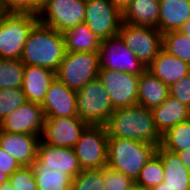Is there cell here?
<instances>
[{
    "mask_svg": "<svg viewBox=\"0 0 190 190\" xmlns=\"http://www.w3.org/2000/svg\"><path fill=\"white\" fill-rule=\"evenodd\" d=\"M159 0H132L122 14V22L158 29Z\"/></svg>",
    "mask_w": 190,
    "mask_h": 190,
    "instance_id": "cb8c5ba5",
    "label": "cell"
},
{
    "mask_svg": "<svg viewBox=\"0 0 190 190\" xmlns=\"http://www.w3.org/2000/svg\"><path fill=\"white\" fill-rule=\"evenodd\" d=\"M118 35L146 67L163 48V34L157 28L122 22Z\"/></svg>",
    "mask_w": 190,
    "mask_h": 190,
    "instance_id": "ba28073f",
    "label": "cell"
},
{
    "mask_svg": "<svg viewBox=\"0 0 190 190\" xmlns=\"http://www.w3.org/2000/svg\"><path fill=\"white\" fill-rule=\"evenodd\" d=\"M49 0H36V2L43 8Z\"/></svg>",
    "mask_w": 190,
    "mask_h": 190,
    "instance_id": "f6af8a7d",
    "label": "cell"
},
{
    "mask_svg": "<svg viewBox=\"0 0 190 190\" xmlns=\"http://www.w3.org/2000/svg\"><path fill=\"white\" fill-rule=\"evenodd\" d=\"M8 181L16 190H37L32 166H21L8 177Z\"/></svg>",
    "mask_w": 190,
    "mask_h": 190,
    "instance_id": "d6a6232c",
    "label": "cell"
},
{
    "mask_svg": "<svg viewBox=\"0 0 190 190\" xmlns=\"http://www.w3.org/2000/svg\"><path fill=\"white\" fill-rule=\"evenodd\" d=\"M45 115L40 104L26 102L0 122V130L16 134L41 135Z\"/></svg>",
    "mask_w": 190,
    "mask_h": 190,
    "instance_id": "5bb4252c",
    "label": "cell"
},
{
    "mask_svg": "<svg viewBox=\"0 0 190 190\" xmlns=\"http://www.w3.org/2000/svg\"><path fill=\"white\" fill-rule=\"evenodd\" d=\"M65 54L61 32L38 22L31 30L20 60L24 65L57 71Z\"/></svg>",
    "mask_w": 190,
    "mask_h": 190,
    "instance_id": "7a4b0ae2",
    "label": "cell"
},
{
    "mask_svg": "<svg viewBox=\"0 0 190 190\" xmlns=\"http://www.w3.org/2000/svg\"><path fill=\"white\" fill-rule=\"evenodd\" d=\"M179 31L190 37V19L180 28Z\"/></svg>",
    "mask_w": 190,
    "mask_h": 190,
    "instance_id": "ab89813d",
    "label": "cell"
},
{
    "mask_svg": "<svg viewBox=\"0 0 190 190\" xmlns=\"http://www.w3.org/2000/svg\"><path fill=\"white\" fill-rule=\"evenodd\" d=\"M32 167L60 169L72 179L82 171L73 148L54 147L41 141Z\"/></svg>",
    "mask_w": 190,
    "mask_h": 190,
    "instance_id": "2e32d148",
    "label": "cell"
},
{
    "mask_svg": "<svg viewBox=\"0 0 190 190\" xmlns=\"http://www.w3.org/2000/svg\"><path fill=\"white\" fill-rule=\"evenodd\" d=\"M114 7L123 14L127 7L130 5L132 0H110Z\"/></svg>",
    "mask_w": 190,
    "mask_h": 190,
    "instance_id": "f35d334b",
    "label": "cell"
},
{
    "mask_svg": "<svg viewBox=\"0 0 190 190\" xmlns=\"http://www.w3.org/2000/svg\"><path fill=\"white\" fill-rule=\"evenodd\" d=\"M99 68L118 70L140 76L147 67L135 56V53L125 46L119 35L101 40Z\"/></svg>",
    "mask_w": 190,
    "mask_h": 190,
    "instance_id": "9c48e42d",
    "label": "cell"
},
{
    "mask_svg": "<svg viewBox=\"0 0 190 190\" xmlns=\"http://www.w3.org/2000/svg\"><path fill=\"white\" fill-rule=\"evenodd\" d=\"M7 181H8V176L5 173L0 172V188H1V185Z\"/></svg>",
    "mask_w": 190,
    "mask_h": 190,
    "instance_id": "7bdbcfd3",
    "label": "cell"
},
{
    "mask_svg": "<svg viewBox=\"0 0 190 190\" xmlns=\"http://www.w3.org/2000/svg\"><path fill=\"white\" fill-rule=\"evenodd\" d=\"M1 11L39 15L42 7L36 0H0Z\"/></svg>",
    "mask_w": 190,
    "mask_h": 190,
    "instance_id": "e575fe53",
    "label": "cell"
},
{
    "mask_svg": "<svg viewBox=\"0 0 190 190\" xmlns=\"http://www.w3.org/2000/svg\"><path fill=\"white\" fill-rule=\"evenodd\" d=\"M73 149L82 170L107 166L108 134L105 125H88Z\"/></svg>",
    "mask_w": 190,
    "mask_h": 190,
    "instance_id": "52a82bcc",
    "label": "cell"
},
{
    "mask_svg": "<svg viewBox=\"0 0 190 190\" xmlns=\"http://www.w3.org/2000/svg\"><path fill=\"white\" fill-rule=\"evenodd\" d=\"M182 164L190 171V148L177 152Z\"/></svg>",
    "mask_w": 190,
    "mask_h": 190,
    "instance_id": "74e56055",
    "label": "cell"
},
{
    "mask_svg": "<svg viewBox=\"0 0 190 190\" xmlns=\"http://www.w3.org/2000/svg\"><path fill=\"white\" fill-rule=\"evenodd\" d=\"M163 49L190 65V37L179 30L163 34Z\"/></svg>",
    "mask_w": 190,
    "mask_h": 190,
    "instance_id": "f1b7e54d",
    "label": "cell"
},
{
    "mask_svg": "<svg viewBox=\"0 0 190 190\" xmlns=\"http://www.w3.org/2000/svg\"><path fill=\"white\" fill-rule=\"evenodd\" d=\"M98 52H65L56 77L68 88L78 91L99 74Z\"/></svg>",
    "mask_w": 190,
    "mask_h": 190,
    "instance_id": "8992f818",
    "label": "cell"
},
{
    "mask_svg": "<svg viewBox=\"0 0 190 190\" xmlns=\"http://www.w3.org/2000/svg\"><path fill=\"white\" fill-rule=\"evenodd\" d=\"M71 190H105L103 168L82 170L72 179Z\"/></svg>",
    "mask_w": 190,
    "mask_h": 190,
    "instance_id": "4dcf8cb0",
    "label": "cell"
},
{
    "mask_svg": "<svg viewBox=\"0 0 190 190\" xmlns=\"http://www.w3.org/2000/svg\"><path fill=\"white\" fill-rule=\"evenodd\" d=\"M157 147L138 140L108 137L107 166L136 181Z\"/></svg>",
    "mask_w": 190,
    "mask_h": 190,
    "instance_id": "3957f363",
    "label": "cell"
},
{
    "mask_svg": "<svg viewBox=\"0 0 190 190\" xmlns=\"http://www.w3.org/2000/svg\"><path fill=\"white\" fill-rule=\"evenodd\" d=\"M84 23L101 40L117 36L122 14L110 0H86Z\"/></svg>",
    "mask_w": 190,
    "mask_h": 190,
    "instance_id": "7c38bea8",
    "label": "cell"
},
{
    "mask_svg": "<svg viewBox=\"0 0 190 190\" xmlns=\"http://www.w3.org/2000/svg\"><path fill=\"white\" fill-rule=\"evenodd\" d=\"M147 69L168 86L190 73V65L187 62L169 54L163 48Z\"/></svg>",
    "mask_w": 190,
    "mask_h": 190,
    "instance_id": "ffe728a7",
    "label": "cell"
},
{
    "mask_svg": "<svg viewBox=\"0 0 190 190\" xmlns=\"http://www.w3.org/2000/svg\"><path fill=\"white\" fill-rule=\"evenodd\" d=\"M170 96L190 107V73L169 86Z\"/></svg>",
    "mask_w": 190,
    "mask_h": 190,
    "instance_id": "d590c367",
    "label": "cell"
},
{
    "mask_svg": "<svg viewBox=\"0 0 190 190\" xmlns=\"http://www.w3.org/2000/svg\"><path fill=\"white\" fill-rule=\"evenodd\" d=\"M86 0H49L38 15L39 22L58 32L84 23Z\"/></svg>",
    "mask_w": 190,
    "mask_h": 190,
    "instance_id": "30bf717a",
    "label": "cell"
},
{
    "mask_svg": "<svg viewBox=\"0 0 190 190\" xmlns=\"http://www.w3.org/2000/svg\"><path fill=\"white\" fill-rule=\"evenodd\" d=\"M24 66L20 59L0 58V89L21 88Z\"/></svg>",
    "mask_w": 190,
    "mask_h": 190,
    "instance_id": "83f0119b",
    "label": "cell"
},
{
    "mask_svg": "<svg viewBox=\"0 0 190 190\" xmlns=\"http://www.w3.org/2000/svg\"><path fill=\"white\" fill-rule=\"evenodd\" d=\"M108 137L138 140L158 147L162 135L158 132L151 109L134 105L115 109L105 124Z\"/></svg>",
    "mask_w": 190,
    "mask_h": 190,
    "instance_id": "6da1fadb",
    "label": "cell"
},
{
    "mask_svg": "<svg viewBox=\"0 0 190 190\" xmlns=\"http://www.w3.org/2000/svg\"><path fill=\"white\" fill-rule=\"evenodd\" d=\"M40 135L16 134L0 130V147L16 158L21 166H32L36 159Z\"/></svg>",
    "mask_w": 190,
    "mask_h": 190,
    "instance_id": "e0dca14e",
    "label": "cell"
},
{
    "mask_svg": "<svg viewBox=\"0 0 190 190\" xmlns=\"http://www.w3.org/2000/svg\"><path fill=\"white\" fill-rule=\"evenodd\" d=\"M150 190H172L169 187L165 186V183H161L157 185L156 187L150 188Z\"/></svg>",
    "mask_w": 190,
    "mask_h": 190,
    "instance_id": "60d3db41",
    "label": "cell"
},
{
    "mask_svg": "<svg viewBox=\"0 0 190 190\" xmlns=\"http://www.w3.org/2000/svg\"><path fill=\"white\" fill-rule=\"evenodd\" d=\"M61 33L65 52H98L101 47V39L85 23L66 28Z\"/></svg>",
    "mask_w": 190,
    "mask_h": 190,
    "instance_id": "d4e9b609",
    "label": "cell"
},
{
    "mask_svg": "<svg viewBox=\"0 0 190 190\" xmlns=\"http://www.w3.org/2000/svg\"><path fill=\"white\" fill-rule=\"evenodd\" d=\"M114 110L109 93L98 77L77 91V117L89 125H105Z\"/></svg>",
    "mask_w": 190,
    "mask_h": 190,
    "instance_id": "5b68a950",
    "label": "cell"
},
{
    "mask_svg": "<svg viewBox=\"0 0 190 190\" xmlns=\"http://www.w3.org/2000/svg\"><path fill=\"white\" fill-rule=\"evenodd\" d=\"M169 95V86L148 69L139 76L138 105L152 109L162 104Z\"/></svg>",
    "mask_w": 190,
    "mask_h": 190,
    "instance_id": "603a6c76",
    "label": "cell"
},
{
    "mask_svg": "<svg viewBox=\"0 0 190 190\" xmlns=\"http://www.w3.org/2000/svg\"><path fill=\"white\" fill-rule=\"evenodd\" d=\"M161 145L175 153L190 148V119L180 122L163 134Z\"/></svg>",
    "mask_w": 190,
    "mask_h": 190,
    "instance_id": "4316f807",
    "label": "cell"
},
{
    "mask_svg": "<svg viewBox=\"0 0 190 190\" xmlns=\"http://www.w3.org/2000/svg\"><path fill=\"white\" fill-rule=\"evenodd\" d=\"M37 190H71L72 178L60 169L32 167Z\"/></svg>",
    "mask_w": 190,
    "mask_h": 190,
    "instance_id": "484cf974",
    "label": "cell"
},
{
    "mask_svg": "<svg viewBox=\"0 0 190 190\" xmlns=\"http://www.w3.org/2000/svg\"><path fill=\"white\" fill-rule=\"evenodd\" d=\"M26 102L22 88L0 89V122Z\"/></svg>",
    "mask_w": 190,
    "mask_h": 190,
    "instance_id": "1f68e13d",
    "label": "cell"
},
{
    "mask_svg": "<svg viewBox=\"0 0 190 190\" xmlns=\"http://www.w3.org/2000/svg\"><path fill=\"white\" fill-rule=\"evenodd\" d=\"M151 111L156 128L161 135L180 122L190 119V107L170 95L162 104L152 108Z\"/></svg>",
    "mask_w": 190,
    "mask_h": 190,
    "instance_id": "44dd1931",
    "label": "cell"
},
{
    "mask_svg": "<svg viewBox=\"0 0 190 190\" xmlns=\"http://www.w3.org/2000/svg\"><path fill=\"white\" fill-rule=\"evenodd\" d=\"M164 180V169L161 159L155 154L141 169L135 183L146 188H153Z\"/></svg>",
    "mask_w": 190,
    "mask_h": 190,
    "instance_id": "f546056e",
    "label": "cell"
},
{
    "mask_svg": "<svg viewBox=\"0 0 190 190\" xmlns=\"http://www.w3.org/2000/svg\"><path fill=\"white\" fill-rule=\"evenodd\" d=\"M56 72L44 67L25 65L22 90L27 102L42 104Z\"/></svg>",
    "mask_w": 190,
    "mask_h": 190,
    "instance_id": "ac0fdd59",
    "label": "cell"
},
{
    "mask_svg": "<svg viewBox=\"0 0 190 190\" xmlns=\"http://www.w3.org/2000/svg\"><path fill=\"white\" fill-rule=\"evenodd\" d=\"M103 181L105 190H130L135 183L130 177L109 166L103 167Z\"/></svg>",
    "mask_w": 190,
    "mask_h": 190,
    "instance_id": "836d02e7",
    "label": "cell"
},
{
    "mask_svg": "<svg viewBox=\"0 0 190 190\" xmlns=\"http://www.w3.org/2000/svg\"><path fill=\"white\" fill-rule=\"evenodd\" d=\"M20 167L21 165L18 163L17 159L6 153L0 147V172L5 173L9 177Z\"/></svg>",
    "mask_w": 190,
    "mask_h": 190,
    "instance_id": "8d00e7d4",
    "label": "cell"
},
{
    "mask_svg": "<svg viewBox=\"0 0 190 190\" xmlns=\"http://www.w3.org/2000/svg\"><path fill=\"white\" fill-rule=\"evenodd\" d=\"M0 190H16V189H14L13 186L9 183V181H7L1 185Z\"/></svg>",
    "mask_w": 190,
    "mask_h": 190,
    "instance_id": "b9f144b4",
    "label": "cell"
},
{
    "mask_svg": "<svg viewBox=\"0 0 190 190\" xmlns=\"http://www.w3.org/2000/svg\"><path fill=\"white\" fill-rule=\"evenodd\" d=\"M130 190H150V189L144 186H141L137 183H134Z\"/></svg>",
    "mask_w": 190,
    "mask_h": 190,
    "instance_id": "ee69618b",
    "label": "cell"
},
{
    "mask_svg": "<svg viewBox=\"0 0 190 190\" xmlns=\"http://www.w3.org/2000/svg\"><path fill=\"white\" fill-rule=\"evenodd\" d=\"M98 78L109 93L114 109L137 105L139 76L118 70L100 69Z\"/></svg>",
    "mask_w": 190,
    "mask_h": 190,
    "instance_id": "8fae6325",
    "label": "cell"
},
{
    "mask_svg": "<svg viewBox=\"0 0 190 190\" xmlns=\"http://www.w3.org/2000/svg\"><path fill=\"white\" fill-rule=\"evenodd\" d=\"M38 22L34 14L0 11V58L20 59L25 42Z\"/></svg>",
    "mask_w": 190,
    "mask_h": 190,
    "instance_id": "277c9868",
    "label": "cell"
},
{
    "mask_svg": "<svg viewBox=\"0 0 190 190\" xmlns=\"http://www.w3.org/2000/svg\"><path fill=\"white\" fill-rule=\"evenodd\" d=\"M158 30L164 34L180 30L190 19V0H159Z\"/></svg>",
    "mask_w": 190,
    "mask_h": 190,
    "instance_id": "7402d4cb",
    "label": "cell"
},
{
    "mask_svg": "<svg viewBox=\"0 0 190 190\" xmlns=\"http://www.w3.org/2000/svg\"><path fill=\"white\" fill-rule=\"evenodd\" d=\"M88 125L78 117H45L40 141L54 147L73 148Z\"/></svg>",
    "mask_w": 190,
    "mask_h": 190,
    "instance_id": "4fadbf2b",
    "label": "cell"
},
{
    "mask_svg": "<svg viewBox=\"0 0 190 190\" xmlns=\"http://www.w3.org/2000/svg\"><path fill=\"white\" fill-rule=\"evenodd\" d=\"M41 107L45 117H77V91L55 77Z\"/></svg>",
    "mask_w": 190,
    "mask_h": 190,
    "instance_id": "9a60e30c",
    "label": "cell"
},
{
    "mask_svg": "<svg viewBox=\"0 0 190 190\" xmlns=\"http://www.w3.org/2000/svg\"><path fill=\"white\" fill-rule=\"evenodd\" d=\"M155 154L162 161L165 186L172 190H190V171L182 164L178 154L165 149L161 144Z\"/></svg>",
    "mask_w": 190,
    "mask_h": 190,
    "instance_id": "d6986e66",
    "label": "cell"
}]
</instances>
